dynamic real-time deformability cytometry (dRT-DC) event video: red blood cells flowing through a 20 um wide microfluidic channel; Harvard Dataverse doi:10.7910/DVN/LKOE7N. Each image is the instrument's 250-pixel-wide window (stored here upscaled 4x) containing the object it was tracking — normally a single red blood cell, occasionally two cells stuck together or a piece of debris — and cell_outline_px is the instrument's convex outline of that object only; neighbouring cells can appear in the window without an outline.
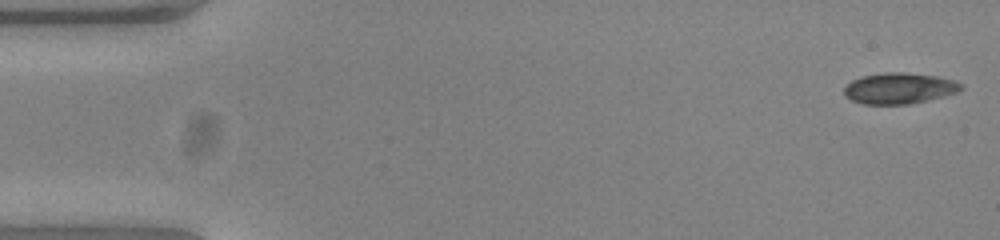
{"species": "common noctule bat (a hibernating species)", "species_latin": "Nyctalus noctula", "temperature_condition": "warm", "stored_images_in_passage": 52, "camera_frame_rate_fps": 3000, "um_per_image_px": 0.085, "animal": {"sex": "female", "body_mass_g": 23.0, "forearm_length_mm": 53.4}, "frame": {"image": 1, "passage_image": 1, "time_ms": 0.0, "image_size_px": [1000, 240], "cell_outline_px": [[964, 88], [956, 92], [944, 96], [928, 100], [908, 104], [864, 104], [852, 100], [844, 96], [844, 88], [852, 80], [860, 76], [884, 72], [904, 72], [936, 76], [956, 80], [964, 84]], "centroid_in_image_um": [76.45, 7.49], "position_along_channel_um": 8.5, "area_um2": 21.27}}
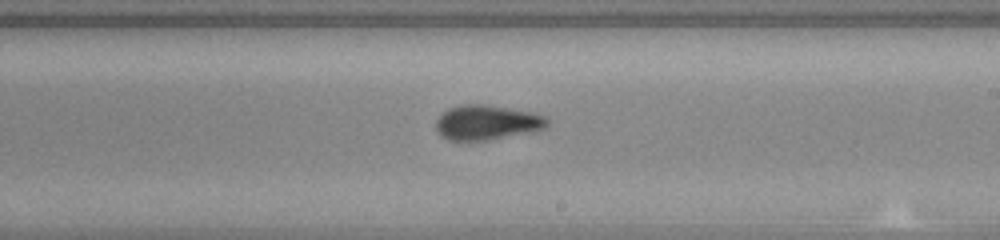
{"frame": {"image": 2, "passage_image": 30, "time_ms": 9.667, "image_size_px": [1000, 240], "cell_outline_px": [[548, 124], [544, 128], [488, 140], [448, 140], [436, 132], [436, 120], [448, 108], [464, 104], [480, 104], [508, 108], [532, 112], [544, 116], [548, 120]], "centroid_in_image_um": [41.33, 10.4], "position_along_channel_um": 247.7, "area_um2": 22.14}}
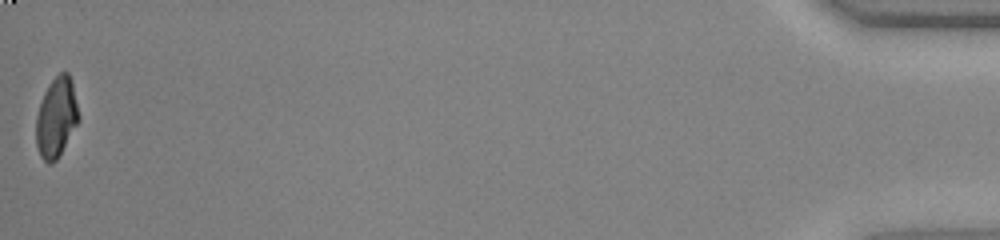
{"frame": {"image": 3, "passage_image": 52, "time_ms": 17.0, "image_size_px": [1000, 240], "cell_outline_px": [[80, 120], [56, 160], [52, 164], [48, 164], [40, 156], [36, 144], [36, 116], [44, 92], [48, 84], [60, 72], [68, 72], [72, 80], [80, 116]], "centroid_in_image_um": [4.8, 9.97], "position_along_channel_um": 430.4, "area_um2": 19.94}, "authors_computed_cell_mechanics": {"area_um2": 21.5305, "velocity_mm_per_s": 3.878, "shape_relaxation_time_tau1_ms": 4.6786, "shape_relaxation_time_tau2_ms": 1.0954, "deformation_change_tau1": 0.1777, "deformation_change_tau2": 0.0544}}